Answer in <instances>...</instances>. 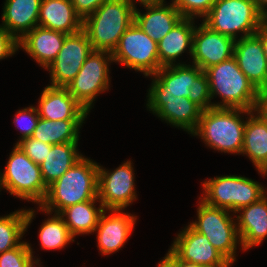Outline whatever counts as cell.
Returning <instances> with one entry per match:
<instances>
[{
  "label": "cell",
  "mask_w": 267,
  "mask_h": 267,
  "mask_svg": "<svg viewBox=\"0 0 267 267\" xmlns=\"http://www.w3.org/2000/svg\"><path fill=\"white\" fill-rule=\"evenodd\" d=\"M98 163L82 157L59 179L48 186L39 210L59 214L68 206L98 198Z\"/></svg>",
  "instance_id": "6da1fadb"
},
{
  "label": "cell",
  "mask_w": 267,
  "mask_h": 267,
  "mask_svg": "<svg viewBox=\"0 0 267 267\" xmlns=\"http://www.w3.org/2000/svg\"><path fill=\"white\" fill-rule=\"evenodd\" d=\"M135 3L107 0L82 23L93 50L113 52L124 32L134 22Z\"/></svg>",
  "instance_id": "7a4b0ae2"
},
{
  "label": "cell",
  "mask_w": 267,
  "mask_h": 267,
  "mask_svg": "<svg viewBox=\"0 0 267 267\" xmlns=\"http://www.w3.org/2000/svg\"><path fill=\"white\" fill-rule=\"evenodd\" d=\"M252 111L237 108L202 110L197 128L191 133L200 136L207 146L224 153L241 154L245 122L240 114Z\"/></svg>",
  "instance_id": "3957f363"
},
{
  "label": "cell",
  "mask_w": 267,
  "mask_h": 267,
  "mask_svg": "<svg viewBox=\"0 0 267 267\" xmlns=\"http://www.w3.org/2000/svg\"><path fill=\"white\" fill-rule=\"evenodd\" d=\"M208 78L210 95H219L215 108H237L255 111L259 91L238 67L234 56L204 71Z\"/></svg>",
  "instance_id": "277c9868"
},
{
  "label": "cell",
  "mask_w": 267,
  "mask_h": 267,
  "mask_svg": "<svg viewBox=\"0 0 267 267\" xmlns=\"http://www.w3.org/2000/svg\"><path fill=\"white\" fill-rule=\"evenodd\" d=\"M211 30L238 39L253 35L261 25V12L254 0H216L209 13L202 18Z\"/></svg>",
  "instance_id": "5b68a950"
},
{
  "label": "cell",
  "mask_w": 267,
  "mask_h": 267,
  "mask_svg": "<svg viewBox=\"0 0 267 267\" xmlns=\"http://www.w3.org/2000/svg\"><path fill=\"white\" fill-rule=\"evenodd\" d=\"M200 197L206 204L227 209L233 213L241 207L253 204L267 192L259 182L242 176H217L205 180Z\"/></svg>",
  "instance_id": "8992f818"
},
{
  "label": "cell",
  "mask_w": 267,
  "mask_h": 267,
  "mask_svg": "<svg viewBox=\"0 0 267 267\" xmlns=\"http://www.w3.org/2000/svg\"><path fill=\"white\" fill-rule=\"evenodd\" d=\"M4 172H0L3 189L10 195L40 204L44 201L48 187L43 182L40 165L34 163L15 144Z\"/></svg>",
  "instance_id": "52a82bcc"
},
{
  "label": "cell",
  "mask_w": 267,
  "mask_h": 267,
  "mask_svg": "<svg viewBox=\"0 0 267 267\" xmlns=\"http://www.w3.org/2000/svg\"><path fill=\"white\" fill-rule=\"evenodd\" d=\"M231 211L213 207L199 199L197 220L189 225L198 233L206 236L213 247L231 264L236 260L238 234L236 219L229 214Z\"/></svg>",
  "instance_id": "ba28073f"
},
{
  "label": "cell",
  "mask_w": 267,
  "mask_h": 267,
  "mask_svg": "<svg viewBox=\"0 0 267 267\" xmlns=\"http://www.w3.org/2000/svg\"><path fill=\"white\" fill-rule=\"evenodd\" d=\"M111 54L113 62L143 72L145 76L155 74L162 67L159 63L157 42L135 22L124 32Z\"/></svg>",
  "instance_id": "9c48e42d"
},
{
  "label": "cell",
  "mask_w": 267,
  "mask_h": 267,
  "mask_svg": "<svg viewBox=\"0 0 267 267\" xmlns=\"http://www.w3.org/2000/svg\"><path fill=\"white\" fill-rule=\"evenodd\" d=\"M111 62V52L93 50L79 73L66 87L71 96L88 112L93 107L96 96L109 89Z\"/></svg>",
  "instance_id": "30bf717a"
},
{
  "label": "cell",
  "mask_w": 267,
  "mask_h": 267,
  "mask_svg": "<svg viewBox=\"0 0 267 267\" xmlns=\"http://www.w3.org/2000/svg\"><path fill=\"white\" fill-rule=\"evenodd\" d=\"M131 161L106 171L98 166V199L105 210H124L137 199Z\"/></svg>",
  "instance_id": "8fae6325"
},
{
  "label": "cell",
  "mask_w": 267,
  "mask_h": 267,
  "mask_svg": "<svg viewBox=\"0 0 267 267\" xmlns=\"http://www.w3.org/2000/svg\"><path fill=\"white\" fill-rule=\"evenodd\" d=\"M92 51V45L83 30L68 35L58 55L46 68L51 75L49 86L66 88Z\"/></svg>",
  "instance_id": "7c38bea8"
},
{
  "label": "cell",
  "mask_w": 267,
  "mask_h": 267,
  "mask_svg": "<svg viewBox=\"0 0 267 267\" xmlns=\"http://www.w3.org/2000/svg\"><path fill=\"white\" fill-rule=\"evenodd\" d=\"M170 250L180 259L203 267H231V263L218 252L208 238L190 225L178 233Z\"/></svg>",
  "instance_id": "4fadbf2b"
},
{
  "label": "cell",
  "mask_w": 267,
  "mask_h": 267,
  "mask_svg": "<svg viewBox=\"0 0 267 267\" xmlns=\"http://www.w3.org/2000/svg\"><path fill=\"white\" fill-rule=\"evenodd\" d=\"M234 44L233 38L211 30L202 22L194 30L192 63L205 71L232 57Z\"/></svg>",
  "instance_id": "5bb4252c"
},
{
  "label": "cell",
  "mask_w": 267,
  "mask_h": 267,
  "mask_svg": "<svg viewBox=\"0 0 267 267\" xmlns=\"http://www.w3.org/2000/svg\"><path fill=\"white\" fill-rule=\"evenodd\" d=\"M203 71L196 65L182 63L161 67L152 80L147 97H189L193 81Z\"/></svg>",
  "instance_id": "9a60e30c"
},
{
  "label": "cell",
  "mask_w": 267,
  "mask_h": 267,
  "mask_svg": "<svg viewBox=\"0 0 267 267\" xmlns=\"http://www.w3.org/2000/svg\"><path fill=\"white\" fill-rule=\"evenodd\" d=\"M146 106L162 120L190 134L197 128L202 113L187 97H148Z\"/></svg>",
  "instance_id": "2e32d148"
},
{
  "label": "cell",
  "mask_w": 267,
  "mask_h": 267,
  "mask_svg": "<svg viewBox=\"0 0 267 267\" xmlns=\"http://www.w3.org/2000/svg\"><path fill=\"white\" fill-rule=\"evenodd\" d=\"M106 211L110 212L109 216L105 215ZM123 211L104 210L99 218L95 231H97L98 249L102 255H110L120 250L135 227L137 216Z\"/></svg>",
  "instance_id": "e0dca14e"
},
{
  "label": "cell",
  "mask_w": 267,
  "mask_h": 267,
  "mask_svg": "<svg viewBox=\"0 0 267 267\" xmlns=\"http://www.w3.org/2000/svg\"><path fill=\"white\" fill-rule=\"evenodd\" d=\"M233 56L240 70L258 91L267 89V60L256 34L235 40Z\"/></svg>",
  "instance_id": "ac0fdd59"
},
{
  "label": "cell",
  "mask_w": 267,
  "mask_h": 267,
  "mask_svg": "<svg viewBox=\"0 0 267 267\" xmlns=\"http://www.w3.org/2000/svg\"><path fill=\"white\" fill-rule=\"evenodd\" d=\"M164 0L141 2L146 13L135 7L134 22L155 42H159L183 18L179 10Z\"/></svg>",
  "instance_id": "d6986e66"
},
{
  "label": "cell",
  "mask_w": 267,
  "mask_h": 267,
  "mask_svg": "<svg viewBox=\"0 0 267 267\" xmlns=\"http://www.w3.org/2000/svg\"><path fill=\"white\" fill-rule=\"evenodd\" d=\"M38 102L39 117L52 121L85 120L89 113L63 87L46 86Z\"/></svg>",
  "instance_id": "ffe728a7"
},
{
  "label": "cell",
  "mask_w": 267,
  "mask_h": 267,
  "mask_svg": "<svg viewBox=\"0 0 267 267\" xmlns=\"http://www.w3.org/2000/svg\"><path fill=\"white\" fill-rule=\"evenodd\" d=\"M267 194L253 204L241 207L236 224L240 246L246 251L262 243L267 237Z\"/></svg>",
  "instance_id": "44dd1931"
},
{
  "label": "cell",
  "mask_w": 267,
  "mask_h": 267,
  "mask_svg": "<svg viewBox=\"0 0 267 267\" xmlns=\"http://www.w3.org/2000/svg\"><path fill=\"white\" fill-rule=\"evenodd\" d=\"M67 36L63 32L36 26L18 41V46L46 69L58 55Z\"/></svg>",
  "instance_id": "7402d4cb"
},
{
  "label": "cell",
  "mask_w": 267,
  "mask_h": 267,
  "mask_svg": "<svg viewBox=\"0 0 267 267\" xmlns=\"http://www.w3.org/2000/svg\"><path fill=\"white\" fill-rule=\"evenodd\" d=\"M38 22V26L71 35L82 30L83 20L71 0H41Z\"/></svg>",
  "instance_id": "603a6c76"
},
{
  "label": "cell",
  "mask_w": 267,
  "mask_h": 267,
  "mask_svg": "<svg viewBox=\"0 0 267 267\" xmlns=\"http://www.w3.org/2000/svg\"><path fill=\"white\" fill-rule=\"evenodd\" d=\"M41 0H6L2 13V27L18 41L38 26Z\"/></svg>",
  "instance_id": "cb8c5ba5"
},
{
  "label": "cell",
  "mask_w": 267,
  "mask_h": 267,
  "mask_svg": "<svg viewBox=\"0 0 267 267\" xmlns=\"http://www.w3.org/2000/svg\"><path fill=\"white\" fill-rule=\"evenodd\" d=\"M193 18H182L158 43L159 63L162 67L175 65L176 59L187 48L192 56L194 30ZM174 62V63H173Z\"/></svg>",
  "instance_id": "d4e9b609"
},
{
  "label": "cell",
  "mask_w": 267,
  "mask_h": 267,
  "mask_svg": "<svg viewBox=\"0 0 267 267\" xmlns=\"http://www.w3.org/2000/svg\"><path fill=\"white\" fill-rule=\"evenodd\" d=\"M248 117L241 154L248 156L256 169L261 171L267 165V121L256 111Z\"/></svg>",
  "instance_id": "484cf974"
},
{
  "label": "cell",
  "mask_w": 267,
  "mask_h": 267,
  "mask_svg": "<svg viewBox=\"0 0 267 267\" xmlns=\"http://www.w3.org/2000/svg\"><path fill=\"white\" fill-rule=\"evenodd\" d=\"M77 147L78 143L52 145L46 159L40 165L41 176L47 187L63 176L83 157L82 154H79Z\"/></svg>",
  "instance_id": "4316f807"
},
{
  "label": "cell",
  "mask_w": 267,
  "mask_h": 267,
  "mask_svg": "<svg viewBox=\"0 0 267 267\" xmlns=\"http://www.w3.org/2000/svg\"><path fill=\"white\" fill-rule=\"evenodd\" d=\"M97 201L99 202V199L95 198L91 201L77 203L66 207L59 213L74 238L76 235L95 232L99 218L105 210L101 203L99 208L95 207Z\"/></svg>",
  "instance_id": "83f0119b"
},
{
  "label": "cell",
  "mask_w": 267,
  "mask_h": 267,
  "mask_svg": "<svg viewBox=\"0 0 267 267\" xmlns=\"http://www.w3.org/2000/svg\"><path fill=\"white\" fill-rule=\"evenodd\" d=\"M83 122L84 120L52 121L40 118L31 137L50 145L78 143Z\"/></svg>",
  "instance_id": "f1b7e54d"
},
{
  "label": "cell",
  "mask_w": 267,
  "mask_h": 267,
  "mask_svg": "<svg viewBox=\"0 0 267 267\" xmlns=\"http://www.w3.org/2000/svg\"><path fill=\"white\" fill-rule=\"evenodd\" d=\"M33 209H20L0 217V254L19 246L28 226L35 216Z\"/></svg>",
  "instance_id": "f546056e"
},
{
  "label": "cell",
  "mask_w": 267,
  "mask_h": 267,
  "mask_svg": "<svg viewBox=\"0 0 267 267\" xmlns=\"http://www.w3.org/2000/svg\"><path fill=\"white\" fill-rule=\"evenodd\" d=\"M40 227L38 236L41 248L45 250L62 249L70 242H74V237L59 214L54 213Z\"/></svg>",
  "instance_id": "4dcf8cb0"
},
{
  "label": "cell",
  "mask_w": 267,
  "mask_h": 267,
  "mask_svg": "<svg viewBox=\"0 0 267 267\" xmlns=\"http://www.w3.org/2000/svg\"><path fill=\"white\" fill-rule=\"evenodd\" d=\"M31 245L27 242L22 243L0 254V267H25L33 257Z\"/></svg>",
  "instance_id": "1f68e13d"
},
{
  "label": "cell",
  "mask_w": 267,
  "mask_h": 267,
  "mask_svg": "<svg viewBox=\"0 0 267 267\" xmlns=\"http://www.w3.org/2000/svg\"><path fill=\"white\" fill-rule=\"evenodd\" d=\"M216 0H172L183 18L205 17Z\"/></svg>",
  "instance_id": "d6a6232c"
},
{
  "label": "cell",
  "mask_w": 267,
  "mask_h": 267,
  "mask_svg": "<svg viewBox=\"0 0 267 267\" xmlns=\"http://www.w3.org/2000/svg\"><path fill=\"white\" fill-rule=\"evenodd\" d=\"M188 99L198 105L202 110L212 107L210 87L204 71L191 84Z\"/></svg>",
  "instance_id": "836d02e7"
},
{
  "label": "cell",
  "mask_w": 267,
  "mask_h": 267,
  "mask_svg": "<svg viewBox=\"0 0 267 267\" xmlns=\"http://www.w3.org/2000/svg\"><path fill=\"white\" fill-rule=\"evenodd\" d=\"M39 119L38 110L32 105L16 113L13 123L16 124L17 129H20L21 139L18 142L32 136Z\"/></svg>",
  "instance_id": "e575fe53"
},
{
  "label": "cell",
  "mask_w": 267,
  "mask_h": 267,
  "mask_svg": "<svg viewBox=\"0 0 267 267\" xmlns=\"http://www.w3.org/2000/svg\"><path fill=\"white\" fill-rule=\"evenodd\" d=\"M34 163L41 165L46 159V155L50 152L52 145L39 141L38 139L29 137L15 143Z\"/></svg>",
  "instance_id": "d590c367"
},
{
  "label": "cell",
  "mask_w": 267,
  "mask_h": 267,
  "mask_svg": "<svg viewBox=\"0 0 267 267\" xmlns=\"http://www.w3.org/2000/svg\"><path fill=\"white\" fill-rule=\"evenodd\" d=\"M18 40L0 25V60L18 51Z\"/></svg>",
  "instance_id": "8d00e7d4"
},
{
  "label": "cell",
  "mask_w": 267,
  "mask_h": 267,
  "mask_svg": "<svg viewBox=\"0 0 267 267\" xmlns=\"http://www.w3.org/2000/svg\"><path fill=\"white\" fill-rule=\"evenodd\" d=\"M107 0H71L76 14L84 20L89 15L93 14L102 3Z\"/></svg>",
  "instance_id": "74e56055"
},
{
  "label": "cell",
  "mask_w": 267,
  "mask_h": 267,
  "mask_svg": "<svg viewBox=\"0 0 267 267\" xmlns=\"http://www.w3.org/2000/svg\"><path fill=\"white\" fill-rule=\"evenodd\" d=\"M255 111L267 121V89L259 91Z\"/></svg>",
  "instance_id": "f35d334b"
},
{
  "label": "cell",
  "mask_w": 267,
  "mask_h": 267,
  "mask_svg": "<svg viewBox=\"0 0 267 267\" xmlns=\"http://www.w3.org/2000/svg\"><path fill=\"white\" fill-rule=\"evenodd\" d=\"M163 258L158 263V267H178V257L170 249Z\"/></svg>",
  "instance_id": "ab89813d"
},
{
  "label": "cell",
  "mask_w": 267,
  "mask_h": 267,
  "mask_svg": "<svg viewBox=\"0 0 267 267\" xmlns=\"http://www.w3.org/2000/svg\"><path fill=\"white\" fill-rule=\"evenodd\" d=\"M255 34L260 38L262 42L265 57L267 60V27L260 25V27L258 28Z\"/></svg>",
  "instance_id": "60d3db41"
},
{
  "label": "cell",
  "mask_w": 267,
  "mask_h": 267,
  "mask_svg": "<svg viewBox=\"0 0 267 267\" xmlns=\"http://www.w3.org/2000/svg\"><path fill=\"white\" fill-rule=\"evenodd\" d=\"M178 267H203V266L195 263L186 262L178 258Z\"/></svg>",
  "instance_id": "b9f144b4"
},
{
  "label": "cell",
  "mask_w": 267,
  "mask_h": 267,
  "mask_svg": "<svg viewBox=\"0 0 267 267\" xmlns=\"http://www.w3.org/2000/svg\"><path fill=\"white\" fill-rule=\"evenodd\" d=\"M260 12L267 8V0H254Z\"/></svg>",
  "instance_id": "7bdbcfd3"
},
{
  "label": "cell",
  "mask_w": 267,
  "mask_h": 267,
  "mask_svg": "<svg viewBox=\"0 0 267 267\" xmlns=\"http://www.w3.org/2000/svg\"><path fill=\"white\" fill-rule=\"evenodd\" d=\"M40 260H38V258L37 259H33V257L29 260V262L27 263V265L25 266V267H36L35 265H37L38 267H40V263L41 262H39Z\"/></svg>",
  "instance_id": "ee69618b"
},
{
  "label": "cell",
  "mask_w": 267,
  "mask_h": 267,
  "mask_svg": "<svg viewBox=\"0 0 267 267\" xmlns=\"http://www.w3.org/2000/svg\"><path fill=\"white\" fill-rule=\"evenodd\" d=\"M261 25L267 27V9L261 12Z\"/></svg>",
  "instance_id": "f6af8a7d"
},
{
  "label": "cell",
  "mask_w": 267,
  "mask_h": 267,
  "mask_svg": "<svg viewBox=\"0 0 267 267\" xmlns=\"http://www.w3.org/2000/svg\"><path fill=\"white\" fill-rule=\"evenodd\" d=\"M258 172L263 176L267 175V165L261 171L258 170Z\"/></svg>",
  "instance_id": "bcb514c9"
},
{
  "label": "cell",
  "mask_w": 267,
  "mask_h": 267,
  "mask_svg": "<svg viewBox=\"0 0 267 267\" xmlns=\"http://www.w3.org/2000/svg\"><path fill=\"white\" fill-rule=\"evenodd\" d=\"M130 1H133L135 3L138 1L139 3H141V2H151V1H160V0H137V1L136 0H130Z\"/></svg>",
  "instance_id": "7dc6e473"
},
{
  "label": "cell",
  "mask_w": 267,
  "mask_h": 267,
  "mask_svg": "<svg viewBox=\"0 0 267 267\" xmlns=\"http://www.w3.org/2000/svg\"><path fill=\"white\" fill-rule=\"evenodd\" d=\"M1 188H3V184H2V182H1V180H0V189ZM1 191V190H0Z\"/></svg>",
  "instance_id": "c3c4849f"
}]
</instances>
